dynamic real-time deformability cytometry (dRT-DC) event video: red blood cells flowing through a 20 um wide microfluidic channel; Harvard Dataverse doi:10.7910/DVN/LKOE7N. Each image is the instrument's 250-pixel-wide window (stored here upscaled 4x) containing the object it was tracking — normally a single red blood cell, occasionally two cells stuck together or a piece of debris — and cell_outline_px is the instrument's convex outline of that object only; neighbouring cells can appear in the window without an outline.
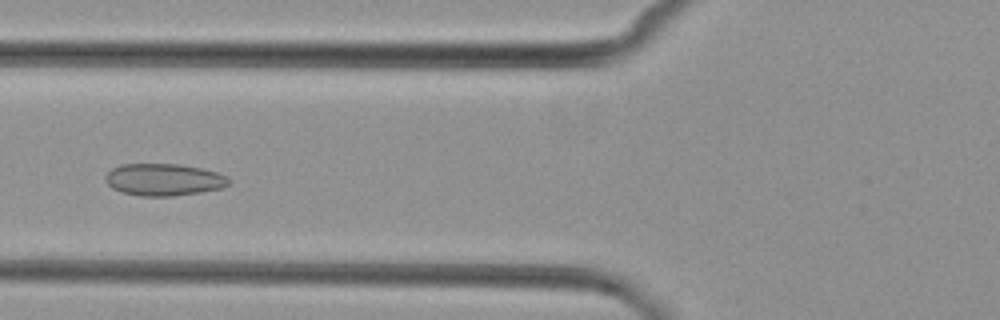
{"species": "common noctule bat (a hibernating species)", "species_latin": "Nyctalus noctula", "temperature_condition": "cold", "stored_images_in_passage": 8, "camera_frame_rate_fps": 3000, "um_per_image_px": 0.085, "animal": {"sex": "female", "body_mass_g": 29.2, "forearm_length_mm": 56.3}, "frame": {"image": 1, "passage_image": 5, "time_ms": 5.333, "image_size_px": [1000, 320], "cell_outline_px": [[228, 184], [220, 188], [200, 192], [172, 196], [140, 196], [124, 192], [112, 188], [108, 184], [104, 176], [112, 168], [120, 164], [180, 164], [200, 168], [216, 172], [228, 176]], "centroid_in_image_um": [13.89, 15.26], "position_along_channel_um": 111.9, "area_um2": 22.89}}
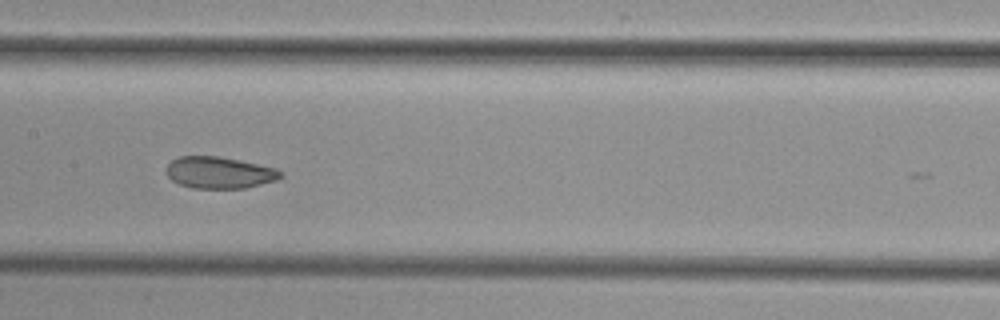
{"frame": {"image": 2, "passage_image": 7, "time_ms": 7.333, "image_size_px": [1000, 320], "cell_outline_px": [[284, 176], [280, 180], [244, 188], [192, 188], [180, 184], [172, 180], [168, 176], [168, 164], [172, 160], [180, 156], [220, 156], [240, 160], [276, 168], [284, 172]], "centroid_in_image_um": [18.72, 14.67], "position_along_channel_um": 188.7, "area_um2": 21.21}}
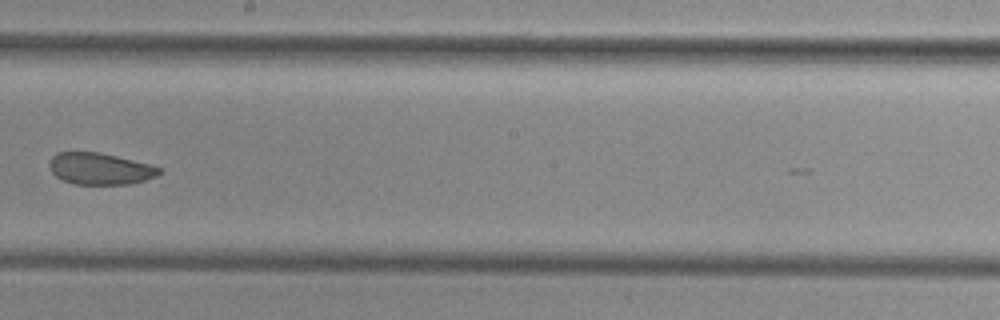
{"frame": {"image": 3, "passage_image": 8, "time_ms": 8.667, "image_size_px": [1000, 320], "cell_outline_px": [[164, 168], [156, 176], [144, 180], [128, 184], [76, 184], [64, 180], [56, 176], [52, 172], [48, 164], [52, 156], [56, 152], [100, 152], [152, 164]], "centroid_in_image_um": [8.52, 14.33], "position_along_channel_um": 239.7, "area_um2": 20.35}}